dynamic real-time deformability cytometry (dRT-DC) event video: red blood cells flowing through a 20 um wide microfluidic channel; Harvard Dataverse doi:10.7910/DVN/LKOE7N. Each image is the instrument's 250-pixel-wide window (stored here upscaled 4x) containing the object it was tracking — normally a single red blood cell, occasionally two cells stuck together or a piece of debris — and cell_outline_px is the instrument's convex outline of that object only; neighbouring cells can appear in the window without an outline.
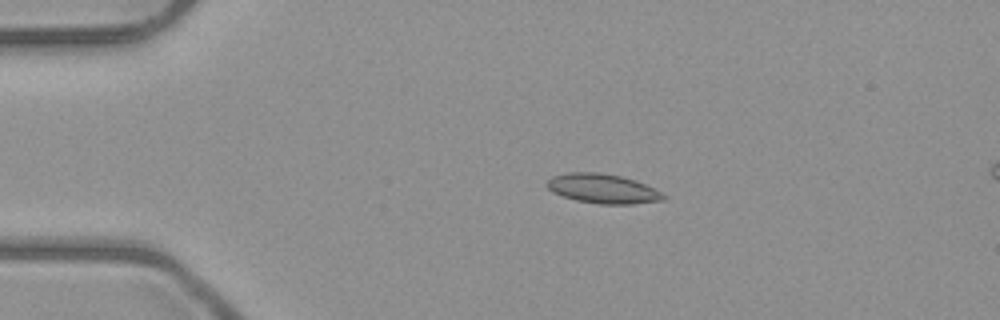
{"species": "common noctule bat (a hibernating species)", "species_latin": "Nyctalus noctula", "temperature_condition": "room temperature", "stored_images_in_passage": 5, "camera_frame_rate_fps": 3000, "um_per_image_px": 0.085, "animal": {"sex": "male", "body_mass_g": 23.1, "forearm_length_mm": 52.7}, "frame": {"image": 1, "passage_image": 3, "time_ms": 2.0, "image_size_px": [1000, 320], "cell_outline_px": [[668, 196], [664, 200], [632, 204], [600, 204], [576, 200], [552, 192], [544, 184], [552, 176], [568, 172], [600, 172], [620, 176], [636, 180]], "centroid_in_image_um": [51.22, 16.03], "position_along_channel_um": 33.8, "area_um2": 20.0}}